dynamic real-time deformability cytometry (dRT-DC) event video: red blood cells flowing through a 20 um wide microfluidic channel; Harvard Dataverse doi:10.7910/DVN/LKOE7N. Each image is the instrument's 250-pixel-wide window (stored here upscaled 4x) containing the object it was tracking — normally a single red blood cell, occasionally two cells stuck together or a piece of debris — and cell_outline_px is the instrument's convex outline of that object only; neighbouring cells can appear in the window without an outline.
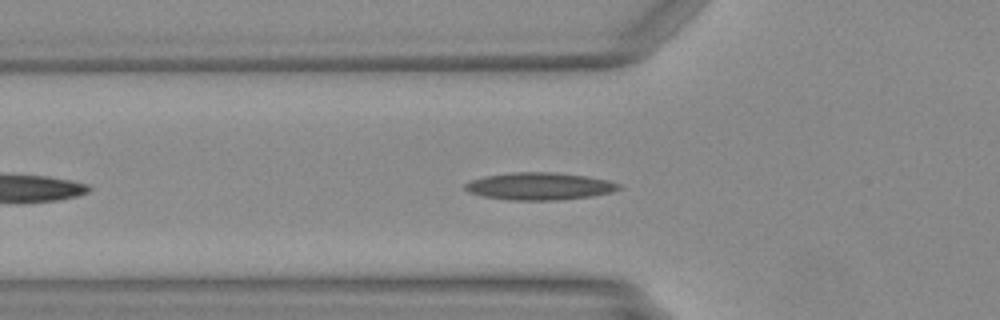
{"species": "Egyptian fruit bat (a non-hibernating species)", "species_latin": "Rousettus aegyptiacus", "temperature_condition": "warm", "stored_images_in_passage": 33, "camera_frame_rate_fps": 3000, "um_per_image_px": 0.085, "animal": {"sex": "female"}, "frame": {"image": 1, "passage_image": 6, "time_ms": 1.667, "image_size_px": [1000, 320], "cell_outline_px": [[624, 188], [612, 192], [592, 196], [556, 200], [508, 200], [484, 196], [468, 192], [464, 188], [464, 184], [472, 180], [484, 176], [512, 172], [552, 172], [584, 176], [608, 180], [620, 184]], "centroid_in_image_um": [45.86, 15.83], "position_along_channel_um": 79.9, "area_um2": 24.51}}